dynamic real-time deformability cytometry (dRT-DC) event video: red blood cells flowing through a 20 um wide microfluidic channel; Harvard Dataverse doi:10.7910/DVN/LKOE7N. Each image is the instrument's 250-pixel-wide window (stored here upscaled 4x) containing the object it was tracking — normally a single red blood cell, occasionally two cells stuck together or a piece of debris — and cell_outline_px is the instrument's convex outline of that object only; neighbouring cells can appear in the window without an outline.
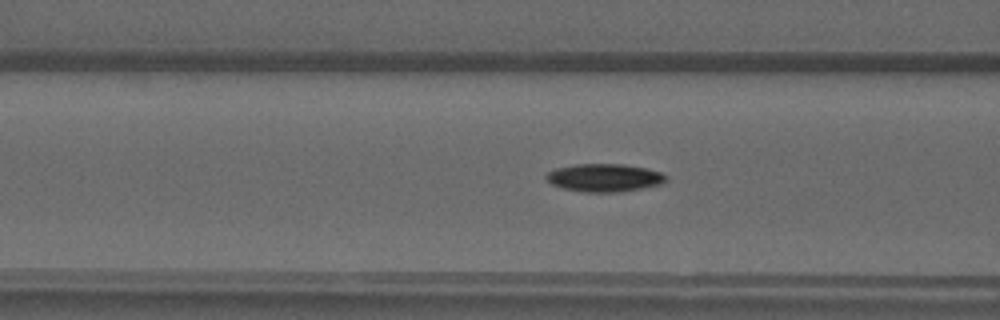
{"species": "common noctule bat (a hibernating species)", "species_latin": "Nyctalus noctula", "temperature_condition": "warm", "stored_images_in_passage": 34, "camera_frame_rate_fps": 3000, "um_per_image_px": 0.085, "animal": {"sex": "male", "forearm_length_mm": 52.5}, "frame": {"image": 1, "passage_image": 4, "time_ms": 1.0, "image_size_px": [1000, 320], "cell_outline_px": [[668, 180], [660, 184], [644, 188], [612, 192], [588, 192], [564, 188], [552, 184], [544, 176], [548, 172], [556, 168], [576, 164], [624, 164], [648, 168], [660, 172], [668, 176]], "centroid_in_image_um": [51.41, 15.09], "position_along_channel_um": 115.2, "area_um2": 19.42}}
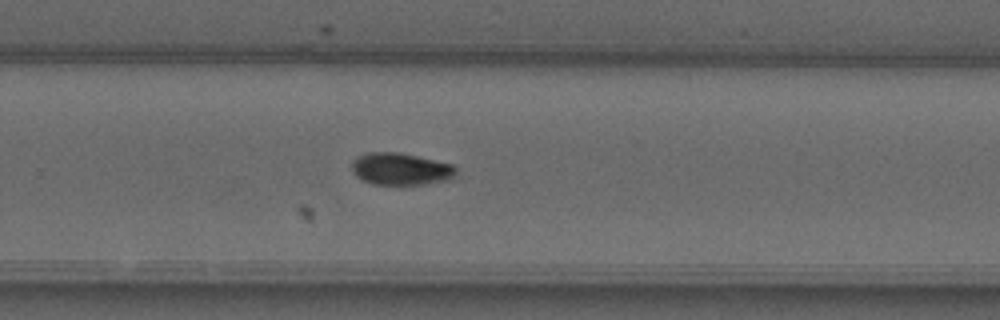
{"frame": {"image": 2, "passage_image": 17, "time_ms": 5.333, "image_size_px": [1000, 320], "cell_outline_px": [[456, 176], [452, 180], [424, 184], [372, 184], [356, 176], [352, 168], [352, 160], [368, 152], [396, 152], [416, 156], [452, 164], [456, 168]], "centroid_in_image_um": [34.09, 14.37], "position_along_channel_um": 295.7, "area_um2": 19.42}}
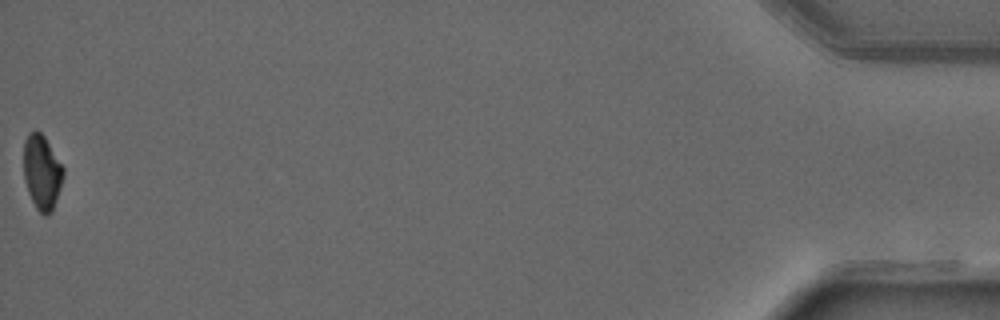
{"frame": {"image": 3, "passage_image": 34, "time_ms": 11.0, "image_size_px": [1000, 320], "cell_outline_px": [[64, 176], [52, 212], [48, 216], [44, 216], [36, 208], [28, 192], [24, 180], [24, 140], [28, 132], [36, 128], [44, 136], [64, 168]], "centroid_in_image_um": [3.56, 14.62], "position_along_channel_um": 431.6, "area_um2": 17.4}}